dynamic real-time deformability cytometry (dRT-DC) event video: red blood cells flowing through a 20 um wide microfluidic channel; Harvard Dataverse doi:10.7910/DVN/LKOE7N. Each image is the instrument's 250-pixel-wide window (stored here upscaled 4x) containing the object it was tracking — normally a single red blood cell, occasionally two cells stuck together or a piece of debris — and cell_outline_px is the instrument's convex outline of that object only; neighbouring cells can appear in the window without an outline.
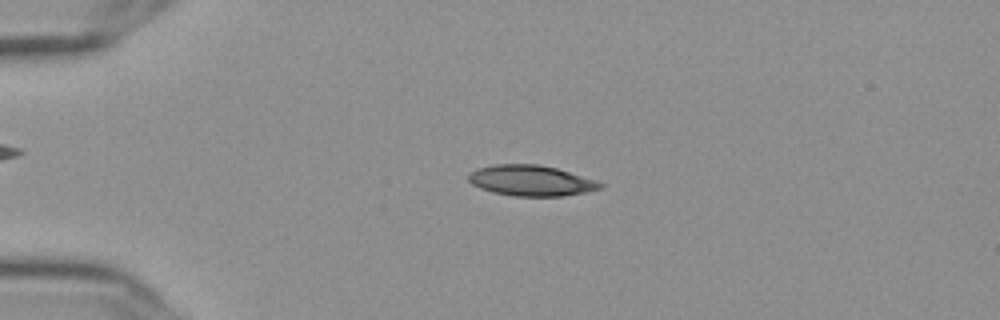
{"species": "Egyptian fruit bat (a non-hibernating species)", "species_latin": "Rousettus aegyptiacus", "temperature_condition": "cold", "stored_images_in_passage": 55, "camera_frame_rate_fps": 3000, "um_per_image_px": 0.085, "frame": {"image": 1, "passage_image": 13, "time_ms": 4.0, "image_size_px": [1000, 320], "cell_outline_px": [[604, 188], [588, 192], [564, 196], [512, 196], [492, 192], [480, 188], [472, 184], [468, 180], [468, 172], [476, 168], [496, 164], [536, 164], [556, 168], [596, 180], [604, 184]], "centroid_in_image_um": [45.14, 15.35], "position_along_channel_um": 39.9, "area_um2": 23.76}}
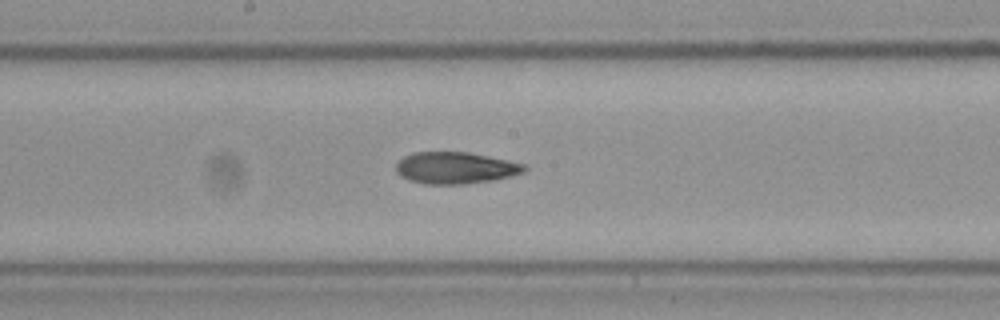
{"frame": {"image": 2, "passage_image": 30, "time_ms": 9.667, "image_size_px": [1000, 320], "cell_outline_px": [[528, 168], [524, 172], [512, 176], [496, 180], [464, 184], [424, 184], [408, 180], [400, 176], [396, 172], [396, 164], [404, 156], [412, 152], [468, 152], [488, 156], [524, 164]], "centroid_in_image_um": [38.7, 14.28], "position_along_channel_um": 209.5, "area_um2": 23.87}}
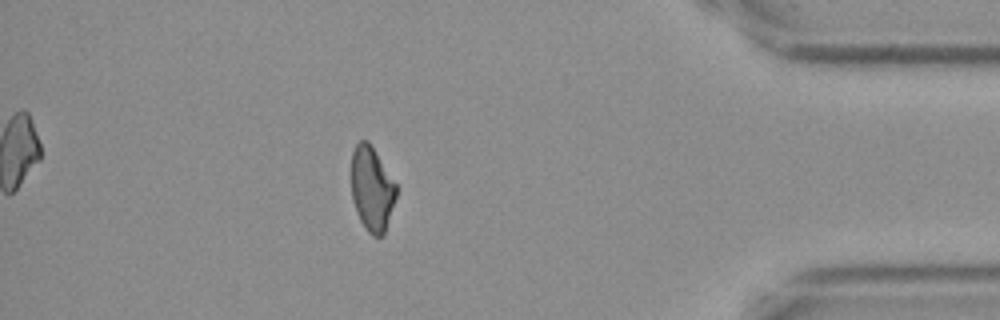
{"frame": {"image": 3, "passage_image": 49, "time_ms": 16.0, "image_size_px": [1000, 320], "cell_outline_px": [[396, 196], [384, 236], [372, 236], [364, 228], [356, 212], [352, 200], [352, 152], [356, 144], [360, 140], [368, 140], [396, 184]], "centroid_in_image_um": [31.6, 16.08], "position_along_channel_um": 403.6, "area_um2": 22.02}, "authors_computed_cell_mechanics": {"area_um2": 23.4668, "velocity_mm_per_s": 3.6378, "shape_relaxation_time_tau1_ms": null, "shape_relaxation_time_tau2_ms": 4.2825, "deformation_change_tau1": null, "deformation_change_tau2": 0.1259}}